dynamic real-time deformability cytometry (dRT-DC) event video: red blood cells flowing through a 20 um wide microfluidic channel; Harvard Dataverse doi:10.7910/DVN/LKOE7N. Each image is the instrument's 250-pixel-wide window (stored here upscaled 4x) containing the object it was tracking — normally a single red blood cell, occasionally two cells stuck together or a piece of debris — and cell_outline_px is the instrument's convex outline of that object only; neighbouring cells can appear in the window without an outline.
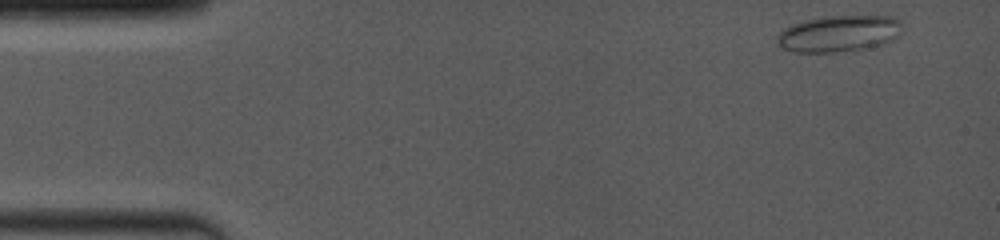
{"species": "common noctule bat (a hibernating species)", "species_latin": "Nyctalus noctula", "temperature_condition": "room temperature", "stored_images_in_passage": 5, "camera_frame_rate_fps": 4000, "um_per_image_px": 0.085, "animal": {"sex": "female", "body_mass_g": 19.0, "forearm_length_mm": 53.3}, "frame": {"image": 1, "passage_image": 1, "time_ms": 0.0, "image_size_px": [1000, 240], "cell_outline_px": [[900, 36], [884, 44], [864, 48], [832, 52], [796, 52], [780, 48], [776, 40], [776, 36], [784, 28], [808, 20], [832, 16], [892, 16], [900, 20]], "centroid_in_image_um": [71.32, 2.86], "position_along_channel_um": 13.7, "area_um2": 26.3}}